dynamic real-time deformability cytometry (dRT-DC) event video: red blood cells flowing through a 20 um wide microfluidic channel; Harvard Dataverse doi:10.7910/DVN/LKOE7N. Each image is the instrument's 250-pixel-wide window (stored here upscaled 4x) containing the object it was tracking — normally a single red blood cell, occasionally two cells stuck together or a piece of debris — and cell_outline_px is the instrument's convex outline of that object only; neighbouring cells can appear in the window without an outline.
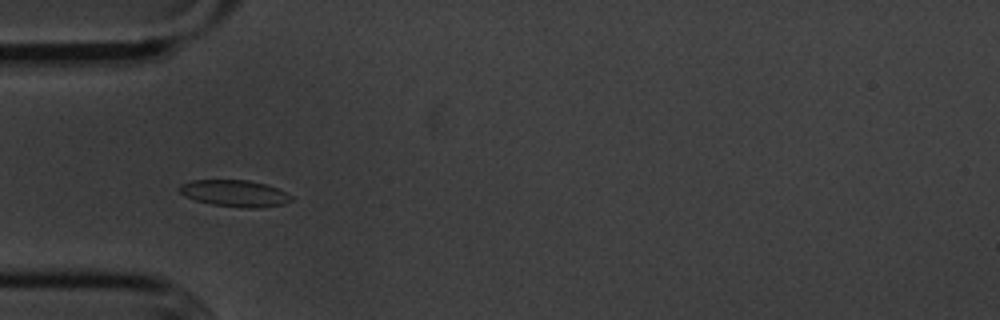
{"species": "common noctule bat (a hibernating species)", "species_latin": "Nyctalus noctula", "temperature_condition": "cold", "stored_images_in_passage": 9, "camera_frame_rate_fps": 3000, "um_per_image_px": 0.085, "animal": {"sex": "male", "body_mass_g": 20.1, "forearm_length_mm": 53.5}, "frame": {"image": 1, "passage_image": 4, "time_ms": 3.333, "image_size_px": [1000, 320], "cell_outline_px": [[292, 200], [284, 204], [260, 208], [240, 208], [212, 204], [196, 200], [184, 196], [176, 188], [180, 184], [192, 180], [248, 180], [264, 184], [276, 188], [292, 196]], "centroid_in_image_um": [19.91, 16.44], "position_along_channel_um": 65.1, "area_um2": 17.4}}
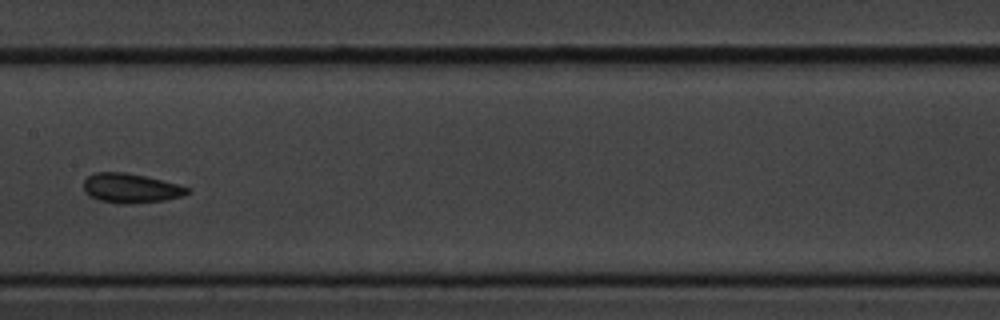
{"frame": {"image": 2, "passage_image": 7, "time_ms": 7.0, "image_size_px": [1000, 320], "cell_outline_px": [[192, 192], [184, 196], [164, 200], [128, 204], [124, 204], [100, 200], [88, 196], [84, 192], [84, 180], [88, 176], [96, 172], [124, 172], [144, 176], [192, 188]], "centroid_in_image_um": [11.13, 16.0], "position_along_channel_um": 196.3, "area_um2": 17.8}}
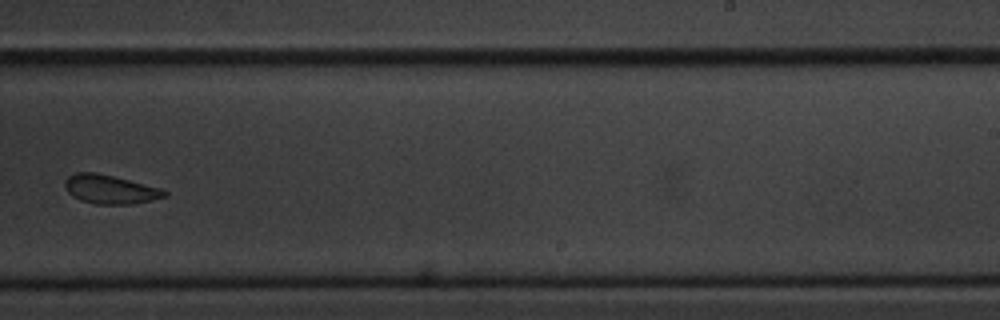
{"frame": {"image": 3, "passage_image": 9, "time_ms": 9.333, "image_size_px": [1000, 320], "cell_outline_px": [[168, 196], [152, 200], [132, 204], [96, 204], [80, 200], [72, 196], [64, 188], [64, 180], [68, 176], [76, 172], [96, 172], [160, 188], [168, 192]], "centroid_in_image_um": [9.33, 16.1], "position_along_channel_um": 279.7, "area_um2": 16.76}}